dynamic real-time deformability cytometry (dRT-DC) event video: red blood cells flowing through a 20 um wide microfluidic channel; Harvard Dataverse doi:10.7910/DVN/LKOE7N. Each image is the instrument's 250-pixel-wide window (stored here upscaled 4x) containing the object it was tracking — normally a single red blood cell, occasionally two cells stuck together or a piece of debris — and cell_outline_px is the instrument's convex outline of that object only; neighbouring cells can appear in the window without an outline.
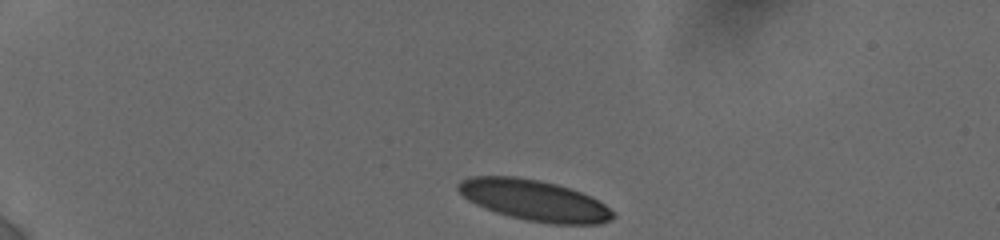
{"species": "human", "species_latin": "Homo sapiens", "temperature_condition": "cold", "stored_images_in_passage": 13, "camera_frame_rate_fps": 3000, "um_per_image_px": 0.085, "donor": {"sex": "female"}, "frame": {"image": 1, "passage_image": 1, "time_ms": 0.0, "image_size_px": [1000, 240], "cell_outline_px": [[616, 216], [612, 220], [600, 224], [548, 224], [524, 220], [496, 212], [484, 208], [468, 200], [456, 188], [456, 184], [460, 180], [472, 176], [516, 176], [556, 184], [580, 192], [604, 204]], "centroid_in_image_um": [45.38, 17.03], "position_along_channel_um": 39.6, "area_um2": 36.7}}